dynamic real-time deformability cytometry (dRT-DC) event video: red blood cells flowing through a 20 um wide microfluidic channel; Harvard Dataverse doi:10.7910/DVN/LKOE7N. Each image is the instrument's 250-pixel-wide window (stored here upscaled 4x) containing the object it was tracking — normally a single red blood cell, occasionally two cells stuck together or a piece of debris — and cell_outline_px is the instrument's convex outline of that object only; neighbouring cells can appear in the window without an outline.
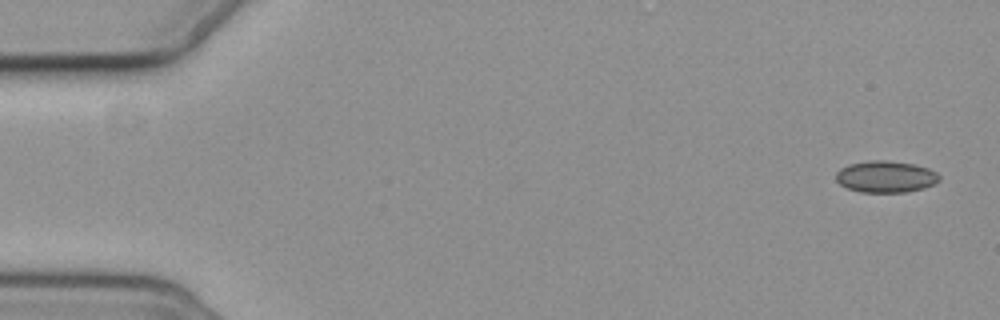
{"species": "common noctule bat (a hibernating species)", "species_latin": "Nyctalus noctula", "temperature_condition": "cold", "stored_images_in_passage": 6, "camera_frame_rate_fps": 3000, "um_per_image_px": 0.085, "animal": {"sex": "female", "body_mass_g": 19.3, "forearm_length_mm": 54.1}, "frame": {"image": 1, "passage_image": 1, "time_ms": 0.0, "image_size_px": [1000, 320], "cell_outline_px": [[940, 180], [924, 188], [908, 192], [860, 192], [848, 188], [840, 184], [836, 180], [836, 172], [840, 168], [848, 164], [868, 160], [884, 160], [912, 164], [928, 168], [936, 172], [940, 176]], "centroid_in_image_um": [75.27, 15.01], "position_along_channel_um": 9.7, "area_um2": 19.07}}
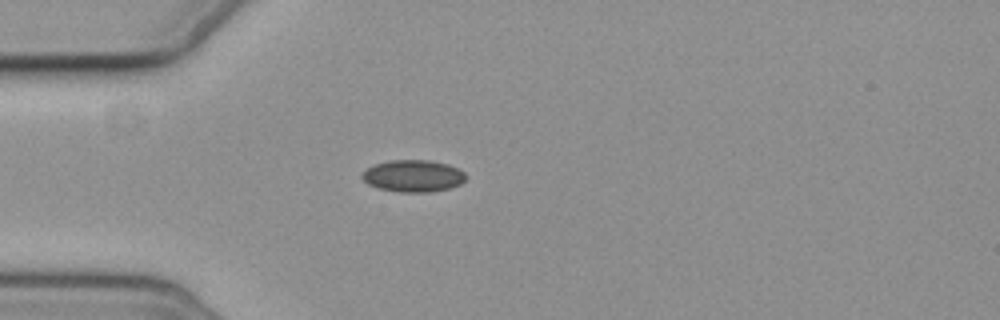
{"frame": {"image": 2, "passage_image": 5, "time_ms": 4.667, "image_size_px": [1000, 320], "cell_outline_px": [[468, 176], [460, 184], [448, 188], [432, 192], [400, 192], [380, 188], [368, 184], [360, 176], [372, 164], [388, 160], [428, 160], [448, 164], [464, 172]], "centroid_in_image_um": [35.12, 14.94], "position_along_channel_um": 49.9, "area_um2": 19.31}}